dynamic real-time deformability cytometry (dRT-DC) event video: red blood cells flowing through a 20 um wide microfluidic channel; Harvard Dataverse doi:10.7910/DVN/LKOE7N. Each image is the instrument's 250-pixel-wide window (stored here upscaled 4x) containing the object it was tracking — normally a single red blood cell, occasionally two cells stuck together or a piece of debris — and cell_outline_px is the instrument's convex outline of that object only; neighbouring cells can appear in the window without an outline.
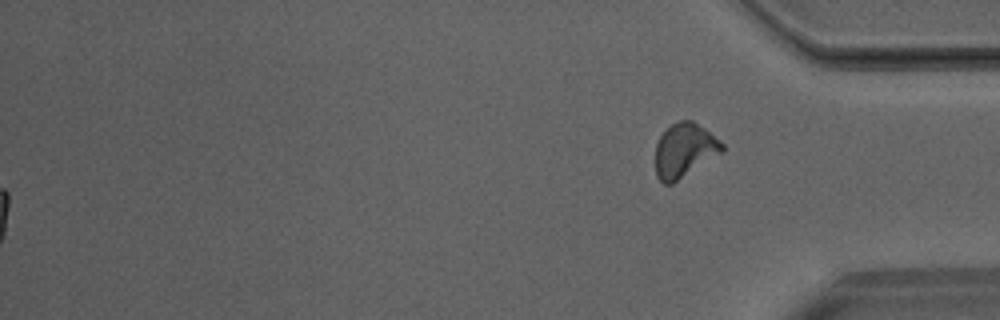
{"species": "Egyptian fruit bat (a non-hibernating species)", "species_latin": "Rousettus aegyptiacus", "temperature_condition": "room temperature", "stored_images_in_passage": 40, "segment_of_instrument_passage": [2, 2], "camera_frame_rate_fps": 3000, "um_per_image_px": 0.085, "animal": {"sex": "male"}, "frame": {"image": 1, "passage_image": 40, "time_ms": 13.0, "image_size_px": [1000, 320], "cell_outline_px": [[724, 152], [672, 184], [664, 184], [656, 176], [656, 144], [660, 136], [672, 124], [680, 120], [692, 120], [704, 128], [720, 140], [724, 144]], "centroid_in_image_um": [58.2, 12.79], "position_along_channel_um": 377.0, "area_um2": 21.04}}